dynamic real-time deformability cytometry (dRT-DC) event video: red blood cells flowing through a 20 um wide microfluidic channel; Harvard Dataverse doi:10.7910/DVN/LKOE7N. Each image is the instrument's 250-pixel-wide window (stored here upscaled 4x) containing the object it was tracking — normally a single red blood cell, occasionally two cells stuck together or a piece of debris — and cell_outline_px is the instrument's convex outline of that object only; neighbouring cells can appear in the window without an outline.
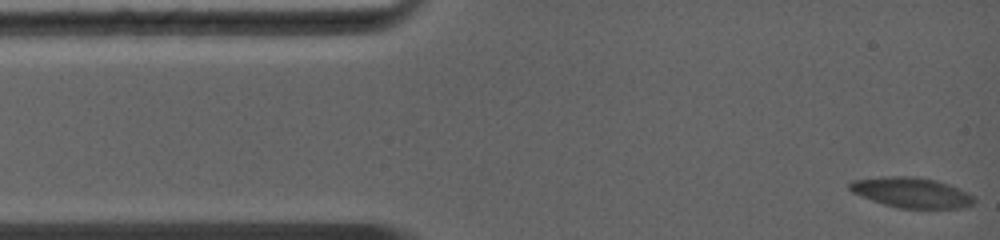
{"species": "common noctule bat (a hibernating species)", "species_latin": "Nyctalus noctula", "temperature_condition": "warm", "stored_images_in_passage": 34, "camera_frame_rate_fps": 5000, "um_per_image_px": 0.085, "animal": {"sex": "female", "body_mass_g": 19.0, "forearm_length_mm": 56.7}, "frame": {"image": 1, "passage_image": 1, "time_ms": 0.0, "image_size_px": [1000, 240], "cell_outline_px": [[976, 200], [972, 204], [960, 208], [896, 208], [872, 200], [852, 192], [848, 188], [848, 184], [852, 180], [892, 176], [912, 176], [936, 180], [948, 184], [976, 196]], "centroid_in_image_um": [77.49, 16.37], "position_along_channel_um": 7.5, "area_um2": 21.85}}
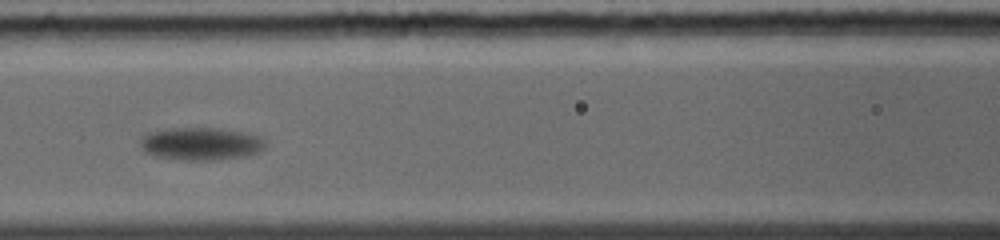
{"frame": {"image": 2, "passage_image": 15, "time_ms": 5.8, "image_size_px": [1000, 240], "cell_outline_px": [[264, 148], [260, 152], [244, 156], [212, 160], [188, 160], [160, 156], [144, 152], [140, 144], [140, 140], [148, 132], [172, 128], [216, 128], [248, 132], [264, 140]], "centroid_in_image_um": [17.09, 12.21], "position_along_channel_um": 149.5, "area_um2": 23.58}}
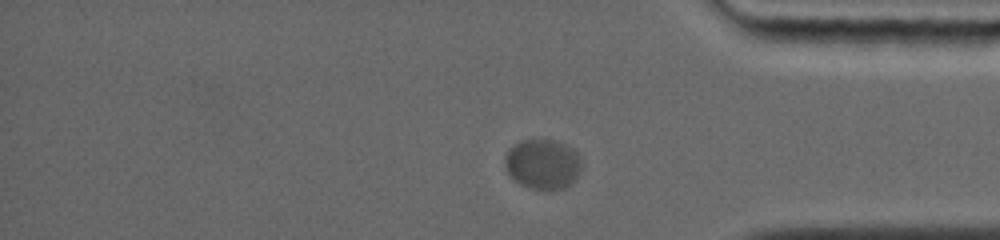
{"frame": {"image": 3, "passage_image": 29, "time_ms": 12.4, "image_size_px": [1000, 240], "cell_outline_px": [[580, 172], [564, 188], [532, 188], [520, 184], [508, 172], [504, 164], [504, 156], [520, 140], [552, 140], [564, 144], [572, 148], [580, 156]], "centroid_in_image_um": [46.12, 13.92], "position_along_channel_um": 389.1, "area_um2": 21.68}, "authors_computed_cell_mechanics": {"area_um2": 22.2819, "velocity_mm_per_s": 3.7791, "shape_relaxation_time_tau1_ms": 5.5732, "shape_relaxation_time_tau2_ms": null, "deformation_change_tau1": 0.1898, "deformation_change_tau2": null}}